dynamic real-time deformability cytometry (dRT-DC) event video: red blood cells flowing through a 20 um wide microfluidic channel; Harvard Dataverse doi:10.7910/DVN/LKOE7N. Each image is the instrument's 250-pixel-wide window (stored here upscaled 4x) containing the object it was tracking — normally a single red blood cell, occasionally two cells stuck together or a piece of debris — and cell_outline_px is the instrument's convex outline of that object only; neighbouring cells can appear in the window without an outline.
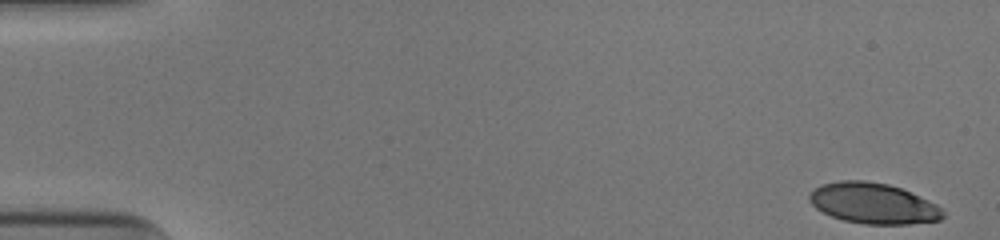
{"species": "human", "species_latin": "Homo sapiens", "temperature_condition": "cold", "stored_images_in_passage": 51, "camera_frame_rate_fps": 3000, "um_per_image_px": 0.085, "donor": {"sex": "male"}, "frame": {"image": 1, "passage_image": 1, "time_ms": 0.0, "image_size_px": [1000, 240], "cell_outline_px": [[944, 216], [940, 220], [908, 224], [864, 224], [844, 220], [832, 216], [816, 208], [808, 200], [808, 196], [820, 184], [840, 180], [864, 180], [888, 184], [900, 188], [928, 200], [936, 204], [944, 212]], "centroid_in_image_um": [74.21, 17.28], "position_along_channel_um": 10.8, "area_um2": 31.5}}
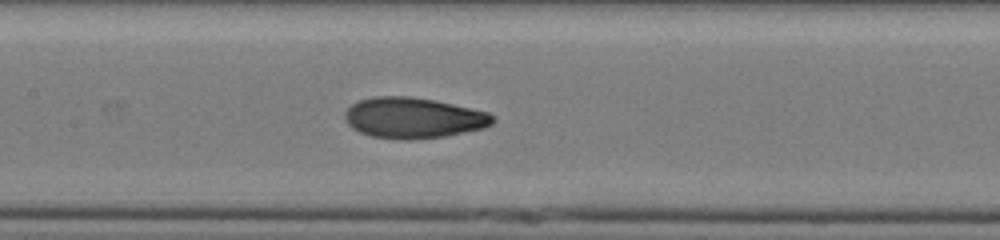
{"frame": {"image": 2, "passage_image": 25, "time_ms": 8.0, "image_size_px": [1000, 240], "cell_outline_px": [[496, 120], [492, 124], [484, 128], [444, 136], [408, 140], [404, 140], [372, 136], [360, 132], [352, 128], [348, 124], [344, 116], [344, 112], [352, 104], [360, 100], [372, 96], [412, 96], [436, 100], [488, 112], [496, 116]], "centroid_in_image_um": [35.15, 10.01], "position_along_channel_um": 172.3, "area_um2": 35.26}}
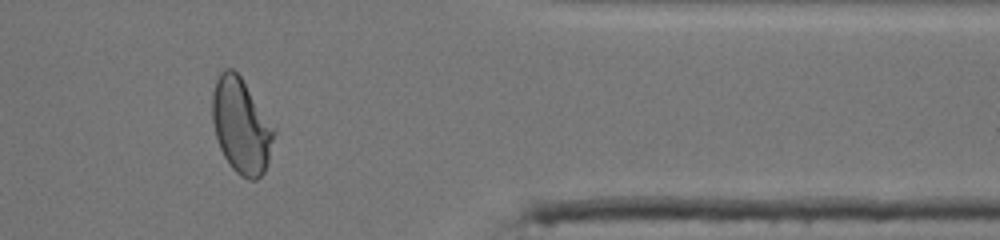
{"frame": {"image": 3, "passage_image": 43, "time_ms": 14.0, "image_size_px": [1000, 240], "cell_outline_px": [[276, 132], [268, 164], [264, 172], [256, 180], [248, 180], [240, 176], [232, 168], [224, 156], [220, 148], [216, 136], [212, 120], [212, 92], [216, 80], [220, 72], [224, 68], [232, 68], [240, 76], [276, 128]], "centroid_in_image_um": [20.51, 10.71], "position_along_channel_um": 390.9, "area_um2": 34.45}, "authors_computed_cell_mechanics": {"area_um2": 33.813, "velocity_mm_per_s": 3.9389, "shape_relaxation_time_tau1_ms": 7.2796, "shape_relaxation_time_tau2_ms": 1.3416, "deformation_change_tau1": 0.2593, "deformation_change_tau2": 0.0682}}